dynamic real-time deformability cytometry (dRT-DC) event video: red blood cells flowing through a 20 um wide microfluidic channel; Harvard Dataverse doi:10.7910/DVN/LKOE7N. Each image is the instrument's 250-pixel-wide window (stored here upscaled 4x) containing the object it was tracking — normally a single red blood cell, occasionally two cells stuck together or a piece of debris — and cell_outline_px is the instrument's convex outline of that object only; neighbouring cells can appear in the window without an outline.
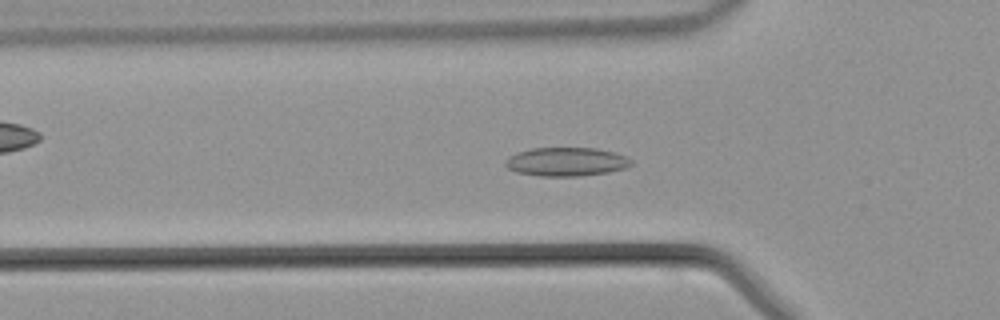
{"species": "common noctule bat (a hibernating species)", "species_latin": "Nyctalus noctula", "temperature_condition": "warm", "stored_images_in_passage": 39, "camera_frame_rate_fps": 3000, "um_per_image_px": 0.085, "animal": {"sex": "male", "body_mass_g": 21.5, "forearm_length_mm": 52.0}, "frame": {"image": 1, "passage_image": 8, "time_ms": 2.333, "image_size_px": [1000, 320], "cell_outline_px": [[632, 164], [624, 168], [608, 172], [580, 176], [540, 176], [516, 172], [508, 168], [504, 164], [508, 156], [516, 152], [532, 148], [596, 148], [616, 152], [632, 160]], "centroid_in_image_um": [48.11, 13.74], "position_along_channel_um": 77.7, "area_um2": 21.1}}
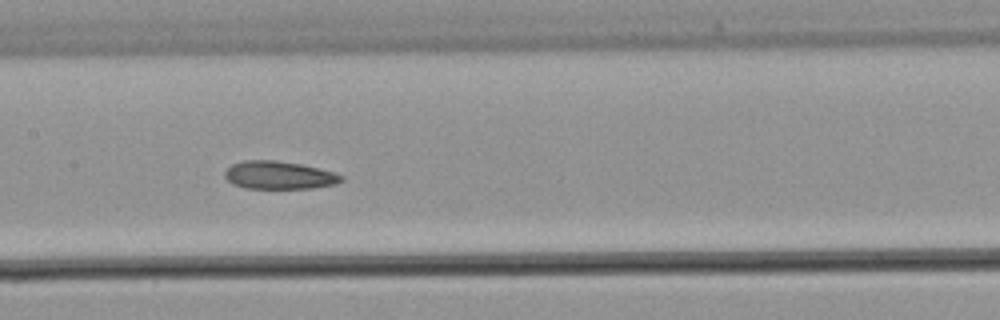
{"frame": {"image": 2, "passage_image": 15, "time_ms": 4.667, "image_size_px": [1000, 320], "cell_outline_px": [[344, 180], [336, 184], [312, 188], [244, 188], [232, 184], [224, 176], [224, 172], [232, 164], [244, 160], [276, 160], [300, 164], [320, 168], [344, 176]], "centroid_in_image_um": [23.72, 14.89], "position_along_channel_um": 183.7, "area_um2": 19.02}}
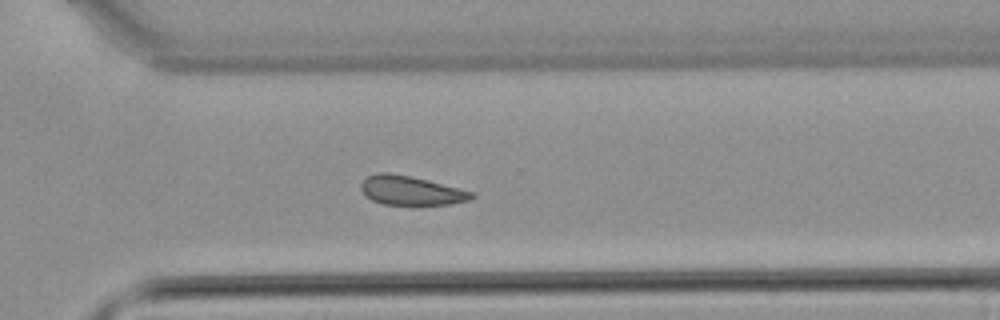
{"frame": {"image": 3, "passage_image": 25, "time_ms": 8.0, "image_size_px": [1000, 320], "cell_outline_px": [[476, 196], [468, 200], [448, 204], [412, 208], [384, 204], [372, 200], [360, 188], [360, 184], [368, 176], [376, 172], [392, 172], [428, 180], [472, 192]], "centroid_in_image_um": [34.91, 16.23], "position_along_channel_um": 335.7, "area_um2": 19.36}}